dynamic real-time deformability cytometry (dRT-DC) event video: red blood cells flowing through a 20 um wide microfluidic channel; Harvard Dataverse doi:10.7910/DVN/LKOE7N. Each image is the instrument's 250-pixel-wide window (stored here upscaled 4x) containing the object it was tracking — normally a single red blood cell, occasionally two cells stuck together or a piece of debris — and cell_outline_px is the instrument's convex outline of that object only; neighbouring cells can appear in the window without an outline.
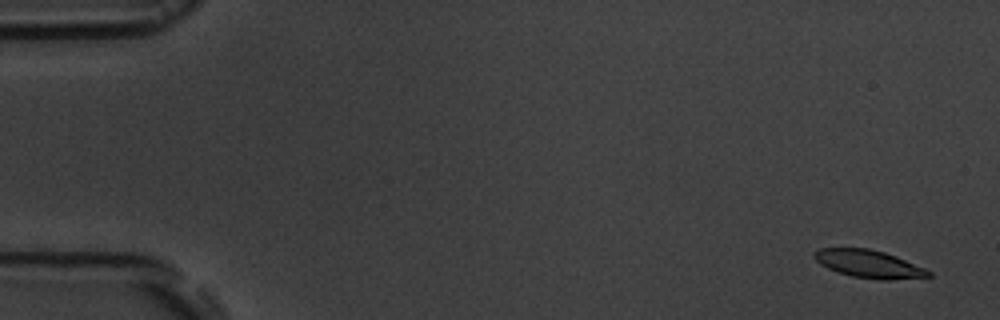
{"species": "common noctule bat (a hibernating species)", "species_latin": "Nyctalus noctula", "temperature_condition": "room temperature", "stored_images_in_passage": 5, "camera_frame_rate_fps": 3000, "um_per_image_px": 0.085, "animal": {"sex": "male", "body_mass_g": 19.5, "forearm_length_mm": 54.6}, "frame": {"image": 1, "passage_image": 1, "time_ms": 0.0, "image_size_px": [1000, 320], "cell_outline_px": [[932, 276], [888, 280], [880, 280], [852, 276], [828, 268], [820, 264], [812, 256], [820, 248], [868, 248], [884, 252], [896, 256], [924, 268], [932, 272]], "centroid_in_image_um": [73.86, 22.43], "position_along_channel_um": 11.1, "area_um2": 18.26}}
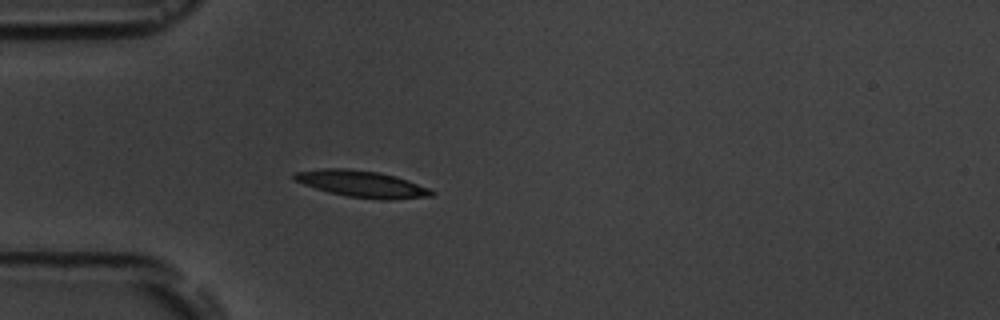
{"frame": {"image": 2, "passage_image": 5, "time_ms": 4.667, "image_size_px": [1000, 320], "cell_outline_px": [[436, 192], [432, 196], [392, 200], [380, 200], [348, 196], [328, 192], [292, 180], [292, 176], [296, 172], [324, 168], [344, 168], [380, 172], [396, 176], [432, 188]], "centroid_in_image_um": [30.82, 15.64], "position_along_channel_um": 54.2, "area_um2": 21.5}}